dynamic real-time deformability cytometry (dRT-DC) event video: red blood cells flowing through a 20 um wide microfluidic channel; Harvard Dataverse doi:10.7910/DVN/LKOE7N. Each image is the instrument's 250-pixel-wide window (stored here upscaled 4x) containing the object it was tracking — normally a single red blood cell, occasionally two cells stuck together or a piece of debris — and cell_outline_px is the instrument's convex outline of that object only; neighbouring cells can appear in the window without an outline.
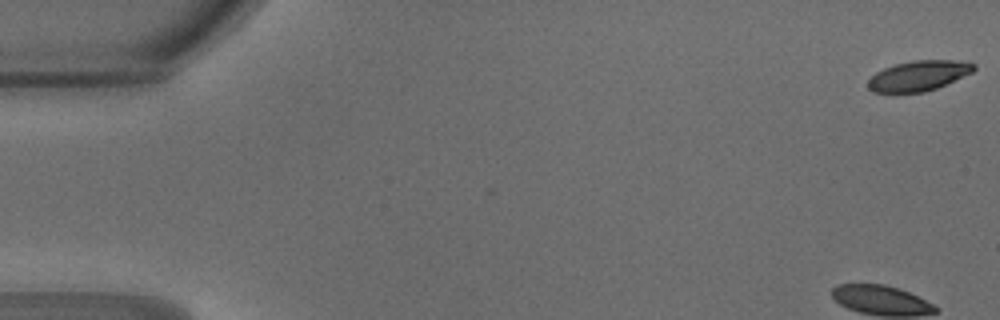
{"species": "common noctule bat (a hibernating species)", "species_latin": "Nyctalus noctula", "temperature_condition": "warm", "stored_images_in_passage": 48, "camera_frame_rate_fps": 3000, "um_per_image_px": 0.085, "animal": {"sex": "male", "body_mass_g": 18.8}, "frame": {"image": 1, "passage_image": 1, "time_ms": 0.0, "image_size_px": [1000, 320], "cell_outline_px": [[976, 68], [972, 72], [936, 88], [924, 92], [872, 92], [868, 88], [868, 80], [876, 72], [884, 68], [896, 64], [912, 60], [968, 60], [976, 64]], "centroid_in_image_um": [78.11, 6.42], "position_along_channel_um": 6.9, "area_um2": 18.61}}
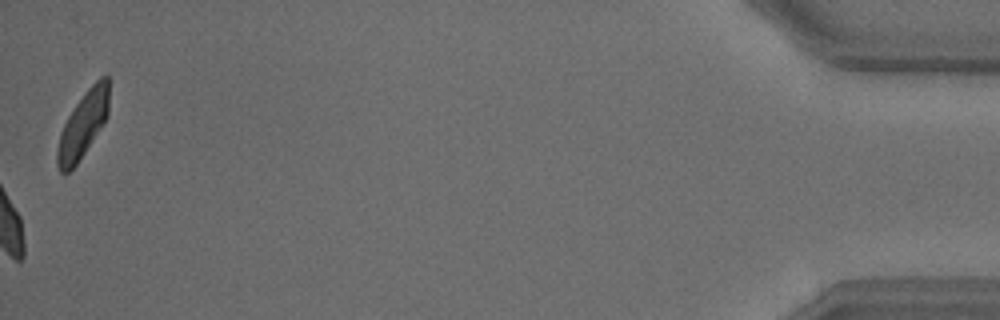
{"frame": {"image": 2, "passage_image": 48, "time_ms": 15.667, "image_size_px": [1000, 320], "cell_outline_px": [[108, 116], [76, 164], [68, 172], [60, 172], [56, 164], [56, 152], [60, 132], [68, 116], [84, 92], [100, 76], [108, 72]], "centroid_in_image_um": [7.04, 10.56], "position_along_channel_um": 428.2, "area_um2": 19.59}, "authors_computed_cell_mechanics": {"area_um2": 19.9988, "velocity_mm_per_s": 4.2256, "shape_relaxation_time_tau1_ms": 2.5243, "shape_relaxation_time_tau2_ms": 1.0865, "deformation_change_tau1": 0.1086, "deformation_change_tau2": 0.043}}